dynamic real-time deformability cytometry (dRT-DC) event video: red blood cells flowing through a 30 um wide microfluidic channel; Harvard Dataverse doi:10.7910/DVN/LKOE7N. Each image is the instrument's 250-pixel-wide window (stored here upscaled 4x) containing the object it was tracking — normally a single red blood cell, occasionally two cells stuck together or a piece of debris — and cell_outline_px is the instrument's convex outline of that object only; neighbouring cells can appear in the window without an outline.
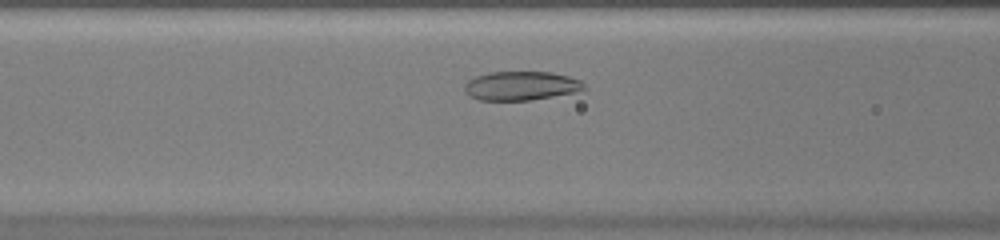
{"species": "common noctule bat (a hibernating species)", "species_latin": "Nyctalus noctula", "temperature_condition": "warm", "stored_images_in_passage": 29, "camera_frame_rate_fps": 3000, "um_per_image_px": 0.085, "animal": {"sex": "female", "body_mass_g": 20.0, "forearm_length_mm": 54.0}, "frame": {"image": 1, "passage_image": 8, "time_ms": 2.333, "image_size_px": [1000, 240], "cell_outline_px": [[588, 88], [576, 92], [532, 100], [480, 100], [468, 96], [464, 92], [464, 84], [468, 80], [476, 76], [488, 72], [552, 72], [568, 76], [580, 80]], "centroid_in_image_um": [44.28, 7.29], "position_along_channel_um": 122.3, "area_um2": 20.35}}
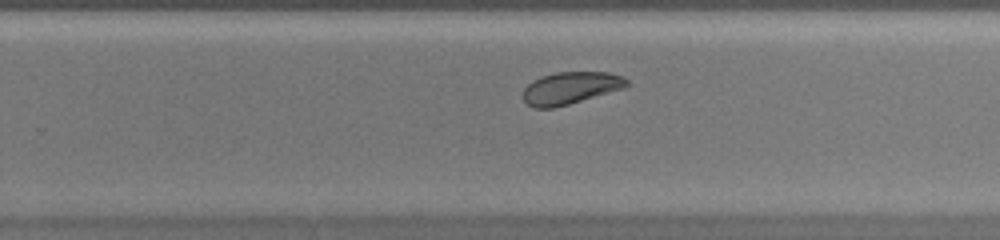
{"frame": {"image": 2, "passage_image": 19, "time_ms": 6.0, "image_size_px": [1000, 240], "cell_outline_px": [[628, 84], [624, 88], [568, 104], [552, 108], [536, 108], [528, 104], [524, 100], [524, 88], [532, 80], [540, 76], [556, 72], [608, 72], [624, 76], [628, 80]], "centroid_in_image_um": [48.49, 7.46], "position_along_channel_um": 281.3, "area_um2": 19.36}}
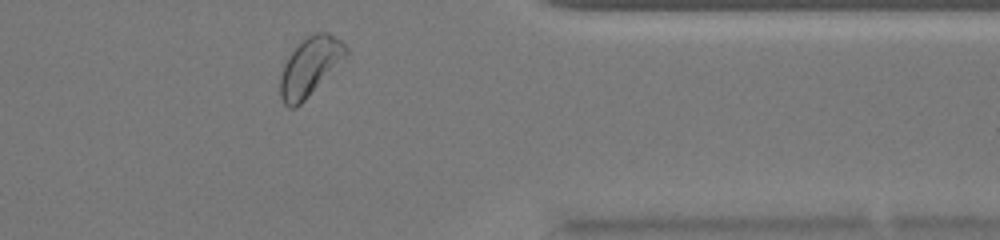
{"frame": {"image": 3, "passage_image": 27, "time_ms": 8.667, "image_size_px": [1000, 240], "cell_outline_px": [[348, 52], [304, 100], [296, 108], [288, 108], [284, 104], [280, 96], [280, 76], [284, 64], [288, 56], [300, 40], [316, 32], [328, 32], [340, 40], [348, 48]], "centroid_in_image_um": [26.29, 5.64], "position_along_channel_um": 385.1, "area_um2": 21.85}}